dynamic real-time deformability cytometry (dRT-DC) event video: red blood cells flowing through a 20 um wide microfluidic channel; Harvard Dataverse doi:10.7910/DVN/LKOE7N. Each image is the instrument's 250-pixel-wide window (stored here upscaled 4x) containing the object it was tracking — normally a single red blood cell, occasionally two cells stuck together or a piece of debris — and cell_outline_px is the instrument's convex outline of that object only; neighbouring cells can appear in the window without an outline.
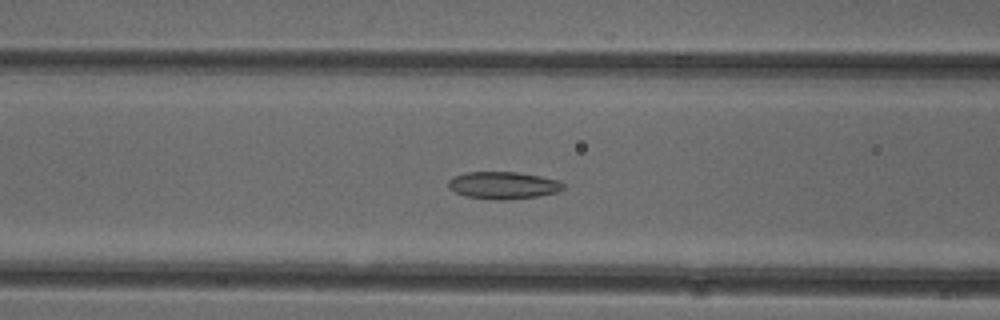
{"species": "common noctule bat (a hibernating species)", "species_latin": "Nyctalus noctula", "temperature_condition": "cold", "stored_images_in_passage": 13, "camera_frame_rate_fps": 3000, "um_per_image_px": 0.085, "animal": {"sex": "female"}, "frame": {"image": 1, "passage_image": 8, "time_ms": 2.333, "image_size_px": [1000, 320], "cell_outline_px": [[564, 188], [556, 192], [536, 196], [504, 200], [500, 200], [464, 196], [448, 188], [448, 180], [452, 176], [464, 172], [520, 172], [560, 180], [564, 184]], "centroid_in_image_um": [42.74, 15.73], "position_along_channel_um": 123.9, "area_um2": 18.32}}
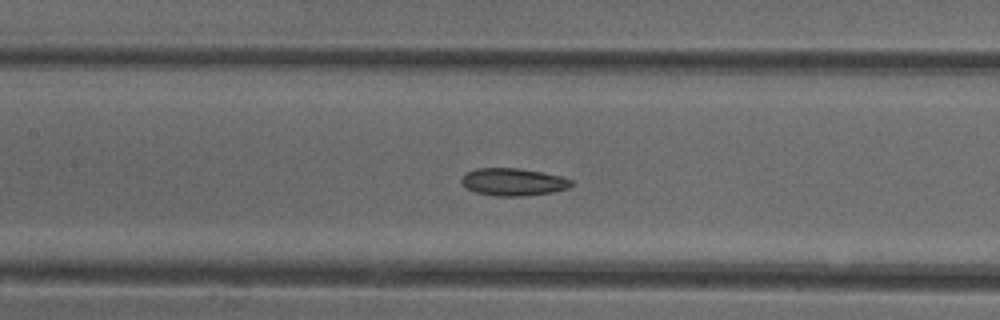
{"frame": {"image": 2, "passage_image": 11, "time_ms": 3.333, "image_size_px": [1000, 320], "cell_outline_px": [[572, 184], [568, 188], [552, 192], [524, 196], [492, 196], [476, 192], [468, 188], [460, 180], [468, 172], [476, 168], [520, 168], [560, 176], [572, 180]], "centroid_in_image_um": [43.63, 15.47], "position_along_channel_um": 163.8, "area_um2": 17.4}}